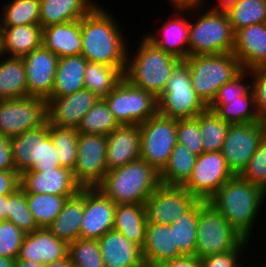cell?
Masks as SVG:
<instances>
[{"label":"cell","instance_id":"cell-43","mask_svg":"<svg viewBox=\"0 0 266 267\" xmlns=\"http://www.w3.org/2000/svg\"><path fill=\"white\" fill-rule=\"evenodd\" d=\"M78 131L49 125V136L62 167L73 171L77 160Z\"/></svg>","mask_w":266,"mask_h":267},{"label":"cell","instance_id":"cell-62","mask_svg":"<svg viewBox=\"0 0 266 267\" xmlns=\"http://www.w3.org/2000/svg\"><path fill=\"white\" fill-rule=\"evenodd\" d=\"M244 264H240V262H238L234 267H245V266H243Z\"/></svg>","mask_w":266,"mask_h":267},{"label":"cell","instance_id":"cell-52","mask_svg":"<svg viewBox=\"0 0 266 267\" xmlns=\"http://www.w3.org/2000/svg\"><path fill=\"white\" fill-rule=\"evenodd\" d=\"M18 188H20V173L18 171H0V196L12 194Z\"/></svg>","mask_w":266,"mask_h":267},{"label":"cell","instance_id":"cell-10","mask_svg":"<svg viewBox=\"0 0 266 267\" xmlns=\"http://www.w3.org/2000/svg\"><path fill=\"white\" fill-rule=\"evenodd\" d=\"M103 99L119 125H139L158 112L157 98L126 78Z\"/></svg>","mask_w":266,"mask_h":267},{"label":"cell","instance_id":"cell-5","mask_svg":"<svg viewBox=\"0 0 266 267\" xmlns=\"http://www.w3.org/2000/svg\"><path fill=\"white\" fill-rule=\"evenodd\" d=\"M184 60L189 65L192 87L207 106L213 102L219 88L243 70L232 52L193 55Z\"/></svg>","mask_w":266,"mask_h":267},{"label":"cell","instance_id":"cell-23","mask_svg":"<svg viewBox=\"0 0 266 267\" xmlns=\"http://www.w3.org/2000/svg\"><path fill=\"white\" fill-rule=\"evenodd\" d=\"M232 53L242 69L266 67V23H258L238 30L234 34Z\"/></svg>","mask_w":266,"mask_h":267},{"label":"cell","instance_id":"cell-32","mask_svg":"<svg viewBox=\"0 0 266 267\" xmlns=\"http://www.w3.org/2000/svg\"><path fill=\"white\" fill-rule=\"evenodd\" d=\"M147 222L145 204L116 205L113 229L140 247L145 240Z\"/></svg>","mask_w":266,"mask_h":267},{"label":"cell","instance_id":"cell-40","mask_svg":"<svg viewBox=\"0 0 266 267\" xmlns=\"http://www.w3.org/2000/svg\"><path fill=\"white\" fill-rule=\"evenodd\" d=\"M3 8L1 26L40 25V0H11Z\"/></svg>","mask_w":266,"mask_h":267},{"label":"cell","instance_id":"cell-13","mask_svg":"<svg viewBox=\"0 0 266 267\" xmlns=\"http://www.w3.org/2000/svg\"><path fill=\"white\" fill-rule=\"evenodd\" d=\"M106 135H78L77 160L73 176L81 188L97 187L107 173Z\"/></svg>","mask_w":266,"mask_h":267},{"label":"cell","instance_id":"cell-53","mask_svg":"<svg viewBox=\"0 0 266 267\" xmlns=\"http://www.w3.org/2000/svg\"><path fill=\"white\" fill-rule=\"evenodd\" d=\"M15 170L11 139L0 134V171Z\"/></svg>","mask_w":266,"mask_h":267},{"label":"cell","instance_id":"cell-11","mask_svg":"<svg viewBox=\"0 0 266 267\" xmlns=\"http://www.w3.org/2000/svg\"><path fill=\"white\" fill-rule=\"evenodd\" d=\"M141 132L140 158L160 172L168 162L177 143V119L158 112L139 124Z\"/></svg>","mask_w":266,"mask_h":267},{"label":"cell","instance_id":"cell-37","mask_svg":"<svg viewBox=\"0 0 266 267\" xmlns=\"http://www.w3.org/2000/svg\"><path fill=\"white\" fill-rule=\"evenodd\" d=\"M225 12L235 34L247 26L266 23V0H239Z\"/></svg>","mask_w":266,"mask_h":267},{"label":"cell","instance_id":"cell-21","mask_svg":"<svg viewBox=\"0 0 266 267\" xmlns=\"http://www.w3.org/2000/svg\"><path fill=\"white\" fill-rule=\"evenodd\" d=\"M106 137L108 171L140 159L141 132L139 125H119Z\"/></svg>","mask_w":266,"mask_h":267},{"label":"cell","instance_id":"cell-50","mask_svg":"<svg viewBox=\"0 0 266 267\" xmlns=\"http://www.w3.org/2000/svg\"><path fill=\"white\" fill-rule=\"evenodd\" d=\"M245 77H250L249 70L243 69L231 81L219 88L215 99H233L244 96L251 89V83H245Z\"/></svg>","mask_w":266,"mask_h":267},{"label":"cell","instance_id":"cell-2","mask_svg":"<svg viewBox=\"0 0 266 267\" xmlns=\"http://www.w3.org/2000/svg\"><path fill=\"white\" fill-rule=\"evenodd\" d=\"M265 198L263 189L234 175L208 201L238 234L249 241L255 220L259 217L258 212L266 202Z\"/></svg>","mask_w":266,"mask_h":267},{"label":"cell","instance_id":"cell-61","mask_svg":"<svg viewBox=\"0 0 266 267\" xmlns=\"http://www.w3.org/2000/svg\"><path fill=\"white\" fill-rule=\"evenodd\" d=\"M136 267H158V265L143 261L140 265Z\"/></svg>","mask_w":266,"mask_h":267},{"label":"cell","instance_id":"cell-42","mask_svg":"<svg viewBox=\"0 0 266 267\" xmlns=\"http://www.w3.org/2000/svg\"><path fill=\"white\" fill-rule=\"evenodd\" d=\"M229 125L209 109L199 114V128L203 137V152L221 151Z\"/></svg>","mask_w":266,"mask_h":267},{"label":"cell","instance_id":"cell-1","mask_svg":"<svg viewBox=\"0 0 266 267\" xmlns=\"http://www.w3.org/2000/svg\"><path fill=\"white\" fill-rule=\"evenodd\" d=\"M115 20L99 4L81 18V55L87 61L109 66L127 65L128 40Z\"/></svg>","mask_w":266,"mask_h":267},{"label":"cell","instance_id":"cell-25","mask_svg":"<svg viewBox=\"0 0 266 267\" xmlns=\"http://www.w3.org/2000/svg\"><path fill=\"white\" fill-rule=\"evenodd\" d=\"M143 260L158 265L161 262L184 256L175 244L174 225L147 222L141 247Z\"/></svg>","mask_w":266,"mask_h":267},{"label":"cell","instance_id":"cell-6","mask_svg":"<svg viewBox=\"0 0 266 267\" xmlns=\"http://www.w3.org/2000/svg\"><path fill=\"white\" fill-rule=\"evenodd\" d=\"M248 245L220 212L209 202L199 200L195 255L202 258L229 250H243Z\"/></svg>","mask_w":266,"mask_h":267},{"label":"cell","instance_id":"cell-18","mask_svg":"<svg viewBox=\"0 0 266 267\" xmlns=\"http://www.w3.org/2000/svg\"><path fill=\"white\" fill-rule=\"evenodd\" d=\"M98 99L87 88L70 95L51 97L47 100V122L55 127L77 129Z\"/></svg>","mask_w":266,"mask_h":267},{"label":"cell","instance_id":"cell-7","mask_svg":"<svg viewBox=\"0 0 266 267\" xmlns=\"http://www.w3.org/2000/svg\"><path fill=\"white\" fill-rule=\"evenodd\" d=\"M189 21V56L231 53L234 32L225 11L207 9Z\"/></svg>","mask_w":266,"mask_h":267},{"label":"cell","instance_id":"cell-59","mask_svg":"<svg viewBox=\"0 0 266 267\" xmlns=\"http://www.w3.org/2000/svg\"><path fill=\"white\" fill-rule=\"evenodd\" d=\"M45 265L37 262H32L29 260H22L18 257L16 258V267H44Z\"/></svg>","mask_w":266,"mask_h":267},{"label":"cell","instance_id":"cell-46","mask_svg":"<svg viewBox=\"0 0 266 267\" xmlns=\"http://www.w3.org/2000/svg\"><path fill=\"white\" fill-rule=\"evenodd\" d=\"M177 142L191 150L196 156L203 153L202 135L199 128V115L195 118L177 120Z\"/></svg>","mask_w":266,"mask_h":267},{"label":"cell","instance_id":"cell-19","mask_svg":"<svg viewBox=\"0 0 266 267\" xmlns=\"http://www.w3.org/2000/svg\"><path fill=\"white\" fill-rule=\"evenodd\" d=\"M29 96L48 100L52 97L59 57L43 46L22 57Z\"/></svg>","mask_w":266,"mask_h":267},{"label":"cell","instance_id":"cell-9","mask_svg":"<svg viewBox=\"0 0 266 267\" xmlns=\"http://www.w3.org/2000/svg\"><path fill=\"white\" fill-rule=\"evenodd\" d=\"M15 170L24 171L62 167L49 136V123L11 138Z\"/></svg>","mask_w":266,"mask_h":267},{"label":"cell","instance_id":"cell-44","mask_svg":"<svg viewBox=\"0 0 266 267\" xmlns=\"http://www.w3.org/2000/svg\"><path fill=\"white\" fill-rule=\"evenodd\" d=\"M7 204L8 220L25 234L40 229L28 208L26 194L21 187L12 194H7Z\"/></svg>","mask_w":266,"mask_h":267},{"label":"cell","instance_id":"cell-36","mask_svg":"<svg viewBox=\"0 0 266 267\" xmlns=\"http://www.w3.org/2000/svg\"><path fill=\"white\" fill-rule=\"evenodd\" d=\"M196 159L191 150L177 142L167 164L159 172L160 183L183 186L192 175Z\"/></svg>","mask_w":266,"mask_h":267},{"label":"cell","instance_id":"cell-27","mask_svg":"<svg viewBox=\"0 0 266 267\" xmlns=\"http://www.w3.org/2000/svg\"><path fill=\"white\" fill-rule=\"evenodd\" d=\"M42 46L59 58L81 54V19L43 28Z\"/></svg>","mask_w":266,"mask_h":267},{"label":"cell","instance_id":"cell-48","mask_svg":"<svg viewBox=\"0 0 266 267\" xmlns=\"http://www.w3.org/2000/svg\"><path fill=\"white\" fill-rule=\"evenodd\" d=\"M25 233L9 220L0 221V256L16 259Z\"/></svg>","mask_w":266,"mask_h":267},{"label":"cell","instance_id":"cell-3","mask_svg":"<svg viewBox=\"0 0 266 267\" xmlns=\"http://www.w3.org/2000/svg\"><path fill=\"white\" fill-rule=\"evenodd\" d=\"M159 172L143 159L107 171L96 187L117 204H145L160 185Z\"/></svg>","mask_w":266,"mask_h":267},{"label":"cell","instance_id":"cell-51","mask_svg":"<svg viewBox=\"0 0 266 267\" xmlns=\"http://www.w3.org/2000/svg\"><path fill=\"white\" fill-rule=\"evenodd\" d=\"M241 250H229L224 253L200 258L201 267H234L239 262Z\"/></svg>","mask_w":266,"mask_h":267},{"label":"cell","instance_id":"cell-35","mask_svg":"<svg viewBox=\"0 0 266 267\" xmlns=\"http://www.w3.org/2000/svg\"><path fill=\"white\" fill-rule=\"evenodd\" d=\"M126 66H109L89 62L86 65L84 88L97 97H106L123 79Z\"/></svg>","mask_w":266,"mask_h":267},{"label":"cell","instance_id":"cell-55","mask_svg":"<svg viewBox=\"0 0 266 267\" xmlns=\"http://www.w3.org/2000/svg\"><path fill=\"white\" fill-rule=\"evenodd\" d=\"M170 2L172 3L171 5L174 6L173 8L187 7L188 12H193V11L196 12L195 10H197L198 13L200 12L202 13L201 10H203V5H205L204 3L206 2V0H169V3Z\"/></svg>","mask_w":266,"mask_h":267},{"label":"cell","instance_id":"cell-38","mask_svg":"<svg viewBox=\"0 0 266 267\" xmlns=\"http://www.w3.org/2000/svg\"><path fill=\"white\" fill-rule=\"evenodd\" d=\"M27 205L40 228L48 227L58 216L64 202L71 196H57L53 194L25 193Z\"/></svg>","mask_w":266,"mask_h":267},{"label":"cell","instance_id":"cell-54","mask_svg":"<svg viewBox=\"0 0 266 267\" xmlns=\"http://www.w3.org/2000/svg\"><path fill=\"white\" fill-rule=\"evenodd\" d=\"M158 267H201L200 258L196 255H184L182 257L167 260L158 264Z\"/></svg>","mask_w":266,"mask_h":267},{"label":"cell","instance_id":"cell-28","mask_svg":"<svg viewBox=\"0 0 266 267\" xmlns=\"http://www.w3.org/2000/svg\"><path fill=\"white\" fill-rule=\"evenodd\" d=\"M41 25L1 26V52L8 57H23L42 46Z\"/></svg>","mask_w":266,"mask_h":267},{"label":"cell","instance_id":"cell-49","mask_svg":"<svg viewBox=\"0 0 266 267\" xmlns=\"http://www.w3.org/2000/svg\"><path fill=\"white\" fill-rule=\"evenodd\" d=\"M251 89L257 113L261 120H266V67H256L249 69Z\"/></svg>","mask_w":266,"mask_h":267},{"label":"cell","instance_id":"cell-47","mask_svg":"<svg viewBox=\"0 0 266 267\" xmlns=\"http://www.w3.org/2000/svg\"><path fill=\"white\" fill-rule=\"evenodd\" d=\"M239 176L266 192V135Z\"/></svg>","mask_w":266,"mask_h":267},{"label":"cell","instance_id":"cell-16","mask_svg":"<svg viewBox=\"0 0 266 267\" xmlns=\"http://www.w3.org/2000/svg\"><path fill=\"white\" fill-rule=\"evenodd\" d=\"M197 201L183 186L160 184L145 203L147 220L170 225Z\"/></svg>","mask_w":266,"mask_h":267},{"label":"cell","instance_id":"cell-39","mask_svg":"<svg viewBox=\"0 0 266 267\" xmlns=\"http://www.w3.org/2000/svg\"><path fill=\"white\" fill-rule=\"evenodd\" d=\"M199 200L182 216L173 221L175 244L183 255H195Z\"/></svg>","mask_w":266,"mask_h":267},{"label":"cell","instance_id":"cell-31","mask_svg":"<svg viewBox=\"0 0 266 267\" xmlns=\"http://www.w3.org/2000/svg\"><path fill=\"white\" fill-rule=\"evenodd\" d=\"M87 63L81 54L59 58L52 97L70 95L83 89Z\"/></svg>","mask_w":266,"mask_h":267},{"label":"cell","instance_id":"cell-41","mask_svg":"<svg viewBox=\"0 0 266 267\" xmlns=\"http://www.w3.org/2000/svg\"><path fill=\"white\" fill-rule=\"evenodd\" d=\"M119 126L103 98L84 115L77 128L78 133L108 135Z\"/></svg>","mask_w":266,"mask_h":267},{"label":"cell","instance_id":"cell-56","mask_svg":"<svg viewBox=\"0 0 266 267\" xmlns=\"http://www.w3.org/2000/svg\"><path fill=\"white\" fill-rule=\"evenodd\" d=\"M8 220L7 195L0 196V221Z\"/></svg>","mask_w":266,"mask_h":267},{"label":"cell","instance_id":"cell-45","mask_svg":"<svg viewBox=\"0 0 266 267\" xmlns=\"http://www.w3.org/2000/svg\"><path fill=\"white\" fill-rule=\"evenodd\" d=\"M68 256L74 267H104L98 240L78 238L68 244Z\"/></svg>","mask_w":266,"mask_h":267},{"label":"cell","instance_id":"cell-63","mask_svg":"<svg viewBox=\"0 0 266 267\" xmlns=\"http://www.w3.org/2000/svg\"><path fill=\"white\" fill-rule=\"evenodd\" d=\"M2 56V52H1V37H0V57Z\"/></svg>","mask_w":266,"mask_h":267},{"label":"cell","instance_id":"cell-22","mask_svg":"<svg viewBox=\"0 0 266 267\" xmlns=\"http://www.w3.org/2000/svg\"><path fill=\"white\" fill-rule=\"evenodd\" d=\"M68 256V243L58 239L47 228L24 236L18 258L47 265Z\"/></svg>","mask_w":266,"mask_h":267},{"label":"cell","instance_id":"cell-34","mask_svg":"<svg viewBox=\"0 0 266 267\" xmlns=\"http://www.w3.org/2000/svg\"><path fill=\"white\" fill-rule=\"evenodd\" d=\"M0 100L29 96L22 57H0Z\"/></svg>","mask_w":266,"mask_h":267},{"label":"cell","instance_id":"cell-20","mask_svg":"<svg viewBox=\"0 0 266 267\" xmlns=\"http://www.w3.org/2000/svg\"><path fill=\"white\" fill-rule=\"evenodd\" d=\"M20 187L25 193L57 196H73L81 189L73 171L65 167L24 171L20 174Z\"/></svg>","mask_w":266,"mask_h":267},{"label":"cell","instance_id":"cell-14","mask_svg":"<svg viewBox=\"0 0 266 267\" xmlns=\"http://www.w3.org/2000/svg\"><path fill=\"white\" fill-rule=\"evenodd\" d=\"M265 135L264 121L229 125L221 154L234 175L246 167Z\"/></svg>","mask_w":266,"mask_h":267},{"label":"cell","instance_id":"cell-4","mask_svg":"<svg viewBox=\"0 0 266 267\" xmlns=\"http://www.w3.org/2000/svg\"><path fill=\"white\" fill-rule=\"evenodd\" d=\"M134 55L130 59L127 52V65L124 72L133 86L151 92L158 98L164 91L175 65L181 60L175 55L164 52L143 37Z\"/></svg>","mask_w":266,"mask_h":267},{"label":"cell","instance_id":"cell-57","mask_svg":"<svg viewBox=\"0 0 266 267\" xmlns=\"http://www.w3.org/2000/svg\"><path fill=\"white\" fill-rule=\"evenodd\" d=\"M44 267H74L69 256L64 257L63 259L54 261L45 265Z\"/></svg>","mask_w":266,"mask_h":267},{"label":"cell","instance_id":"cell-12","mask_svg":"<svg viewBox=\"0 0 266 267\" xmlns=\"http://www.w3.org/2000/svg\"><path fill=\"white\" fill-rule=\"evenodd\" d=\"M47 121V100L35 96L0 100V134L10 139Z\"/></svg>","mask_w":266,"mask_h":267},{"label":"cell","instance_id":"cell-60","mask_svg":"<svg viewBox=\"0 0 266 267\" xmlns=\"http://www.w3.org/2000/svg\"><path fill=\"white\" fill-rule=\"evenodd\" d=\"M0 267H16V259L0 256Z\"/></svg>","mask_w":266,"mask_h":267},{"label":"cell","instance_id":"cell-17","mask_svg":"<svg viewBox=\"0 0 266 267\" xmlns=\"http://www.w3.org/2000/svg\"><path fill=\"white\" fill-rule=\"evenodd\" d=\"M116 204L98 188H84V216L80 238L98 240L113 230Z\"/></svg>","mask_w":266,"mask_h":267},{"label":"cell","instance_id":"cell-8","mask_svg":"<svg viewBox=\"0 0 266 267\" xmlns=\"http://www.w3.org/2000/svg\"><path fill=\"white\" fill-rule=\"evenodd\" d=\"M157 102L159 114L177 120L195 118L208 109L192 87L189 65L184 59L175 65Z\"/></svg>","mask_w":266,"mask_h":267},{"label":"cell","instance_id":"cell-58","mask_svg":"<svg viewBox=\"0 0 266 267\" xmlns=\"http://www.w3.org/2000/svg\"><path fill=\"white\" fill-rule=\"evenodd\" d=\"M239 0H218V5L214 6L212 8L211 6V10H221V11H225L228 7H230L231 5L237 3Z\"/></svg>","mask_w":266,"mask_h":267},{"label":"cell","instance_id":"cell-29","mask_svg":"<svg viewBox=\"0 0 266 267\" xmlns=\"http://www.w3.org/2000/svg\"><path fill=\"white\" fill-rule=\"evenodd\" d=\"M84 216V188L68 197L62 210L52 223L46 227L58 239L68 244L80 238V224Z\"/></svg>","mask_w":266,"mask_h":267},{"label":"cell","instance_id":"cell-30","mask_svg":"<svg viewBox=\"0 0 266 267\" xmlns=\"http://www.w3.org/2000/svg\"><path fill=\"white\" fill-rule=\"evenodd\" d=\"M95 0H40V25L45 28L81 19L96 5Z\"/></svg>","mask_w":266,"mask_h":267},{"label":"cell","instance_id":"cell-15","mask_svg":"<svg viewBox=\"0 0 266 267\" xmlns=\"http://www.w3.org/2000/svg\"><path fill=\"white\" fill-rule=\"evenodd\" d=\"M233 176L221 151L203 152L183 187L198 200L208 201Z\"/></svg>","mask_w":266,"mask_h":267},{"label":"cell","instance_id":"cell-24","mask_svg":"<svg viewBox=\"0 0 266 267\" xmlns=\"http://www.w3.org/2000/svg\"><path fill=\"white\" fill-rule=\"evenodd\" d=\"M175 12L173 14L172 19H168L165 21L163 26L161 27V34L155 33L146 35V39H148L153 45H156L159 49L164 52L171 53L178 57L179 59H186L189 56V20L186 19L188 17H183L187 11L186 8H174ZM180 17H178V15ZM163 28V29H162Z\"/></svg>","mask_w":266,"mask_h":267},{"label":"cell","instance_id":"cell-26","mask_svg":"<svg viewBox=\"0 0 266 267\" xmlns=\"http://www.w3.org/2000/svg\"><path fill=\"white\" fill-rule=\"evenodd\" d=\"M104 267H136L144 260L141 247L116 230L98 239Z\"/></svg>","mask_w":266,"mask_h":267},{"label":"cell","instance_id":"cell-33","mask_svg":"<svg viewBox=\"0 0 266 267\" xmlns=\"http://www.w3.org/2000/svg\"><path fill=\"white\" fill-rule=\"evenodd\" d=\"M208 109L229 124L255 123L260 119L252 89L244 96L233 99H214Z\"/></svg>","mask_w":266,"mask_h":267}]
</instances>
